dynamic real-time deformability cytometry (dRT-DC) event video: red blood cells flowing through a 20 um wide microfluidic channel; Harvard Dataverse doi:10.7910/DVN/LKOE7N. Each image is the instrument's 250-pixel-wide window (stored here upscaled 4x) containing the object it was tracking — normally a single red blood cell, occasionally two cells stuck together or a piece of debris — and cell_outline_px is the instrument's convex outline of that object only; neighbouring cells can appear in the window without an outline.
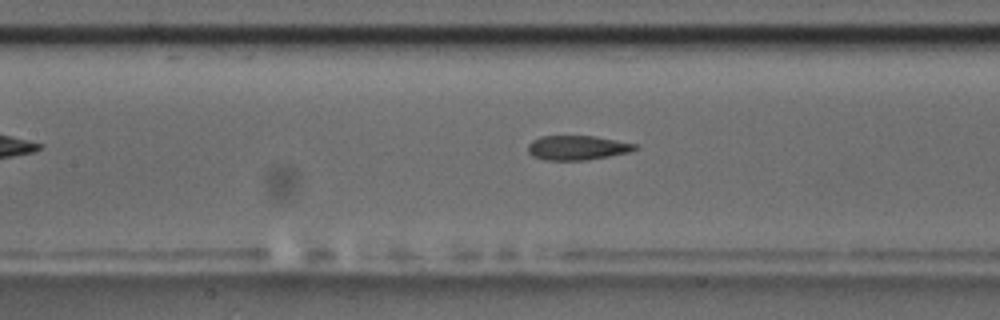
{"species": "common noctule bat (a hibernating species)", "species_latin": "Nyctalus noctula", "temperature_condition": "room temperature", "stored_images_in_passage": 15, "camera_frame_rate_fps": 3000, "um_per_image_px": 0.085, "animal": {"sex": "male", "body_mass_g": 17.5, "forearm_length_mm": 52.3}, "frame": {"image": 1, "passage_image": 13, "time_ms": 4.0, "image_size_px": [1000, 320], "cell_outline_px": [[636, 148], [628, 152], [588, 160], [544, 160], [532, 156], [528, 152], [528, 144], [532, 140], [540, 136], [596, 136], [636, 144]], "centroid_in_image_um": [49.01, 12.55], "position_along_channel_um": 158.4, "area_um2": 15.2}}